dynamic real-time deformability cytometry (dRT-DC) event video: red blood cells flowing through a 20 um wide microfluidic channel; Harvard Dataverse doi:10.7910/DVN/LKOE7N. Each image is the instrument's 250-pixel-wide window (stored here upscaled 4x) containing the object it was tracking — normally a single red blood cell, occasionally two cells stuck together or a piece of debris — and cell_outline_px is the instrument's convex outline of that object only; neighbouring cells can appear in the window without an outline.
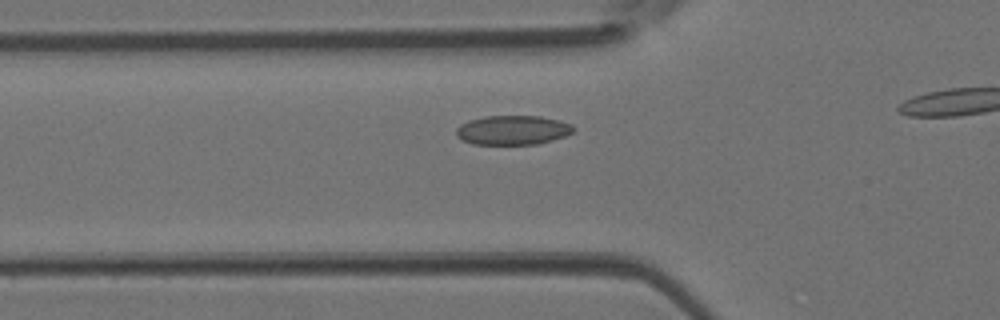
{"species": "Egyptian fruit bat (a non-hibernating species)", "species_latin": "Rousettus aegyptiacus", "temperature_condition": "room temperature", "stored_images_in_passage": 22, "camera_frame_rate_fps": 3000, "um_per_image_px": 0.085, "animal": {"sex": "female"}, "frame": {"image": 1, "passage_image": 12, "time_ms": 3.667, "image_size_px": [1000, 320], "cell_outline_px": [[576, 128], [572, 132], [564, 136], [540, 144], [472, 144], [456, 136], [456, 128], [460, 124], [468, 120], [484, 116], [540, 116], [560, 120], [572, 124]], "centroid_in_image_um": [43.58, 11.05], "position_along_channel_um": 82.2, "area_um2": 20.17}}
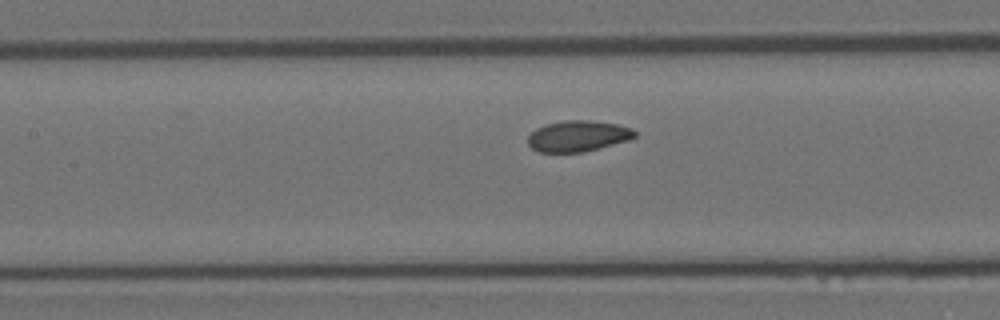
{"frame": {"image": 2, "passage_image": 17, "time_ms": 5.333, "image_size_px": [1000, 320], "cell_outline_px": [[636, 136], [628, 140], [584, 152], [536, 152], [528, 144], [528, 136], [536, 128], [548, 124], [564, 120], [588, 120], [616, 124], [632, 128], [636, 132]], "centroid_in_image_um": [49.11, 11.57], "position_along_channel_um": 158.3, "area_um2": 19.19}}
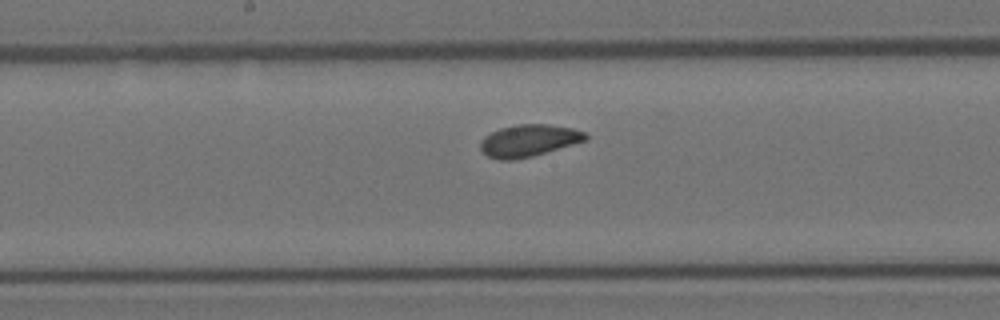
{"frame": {"image": 3, "passage_image": 20, "time_ms": 6.333, "image_size_px": [1000, 320], "cell_outline_px": [[588, 140], [532, 156], [512, 160], [500, 160], [488, 156], [480, 148], [480, 140], [484, 136], [500, 128], [516, 124], [548, 124], [572, 128], [588, 132]], "centroid_in_image_um": [44.97, 11.94], "position_along_channel_um": 203.2, "area_um2": 19.71}}